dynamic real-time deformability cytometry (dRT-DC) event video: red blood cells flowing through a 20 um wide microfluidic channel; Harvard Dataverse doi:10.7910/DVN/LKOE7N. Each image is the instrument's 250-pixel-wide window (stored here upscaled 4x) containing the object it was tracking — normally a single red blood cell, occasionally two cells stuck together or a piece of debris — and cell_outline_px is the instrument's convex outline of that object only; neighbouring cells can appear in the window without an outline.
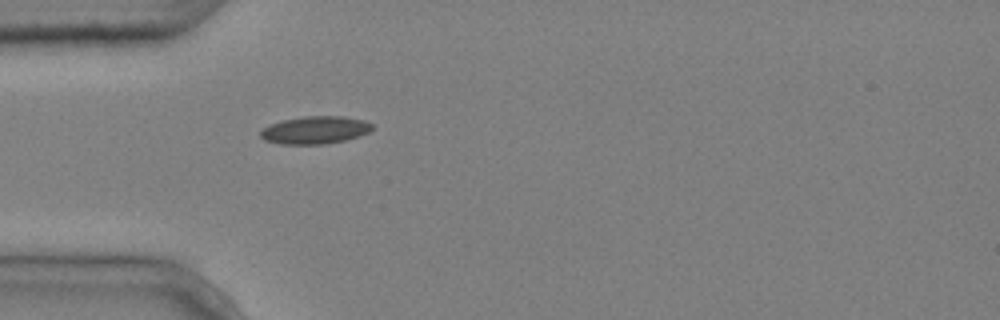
{"species": "common noctule bat (a hibernating species)", "species_latin": "Nyctalus noctula", "temperature_condition": "cold", "stored_images_in_passage": 1, "camera_frame_rate_fps": 3000, "um_per_image_px": 0.085, "animal": {"sex": "male", "body_mass_g": 20.4}, "frame": {"image": 1, "passage_image": 1, "time_ms": 0.0, "image_size_px": [1000, 320], "cell_outline_px": [[372, 128], [368, 132], [344, 140], [324, 144], [280, 144], [264, 140], [260, 136], [260, 132], [264, 128], [272, 124], [284, 120], [304, 116], [344, 116], [364, 120], [372, 124]], "centroid_in_image_um": [26.77, 11.05], "position_along_channel_um": 58.2, "area_um2": 17.74}}